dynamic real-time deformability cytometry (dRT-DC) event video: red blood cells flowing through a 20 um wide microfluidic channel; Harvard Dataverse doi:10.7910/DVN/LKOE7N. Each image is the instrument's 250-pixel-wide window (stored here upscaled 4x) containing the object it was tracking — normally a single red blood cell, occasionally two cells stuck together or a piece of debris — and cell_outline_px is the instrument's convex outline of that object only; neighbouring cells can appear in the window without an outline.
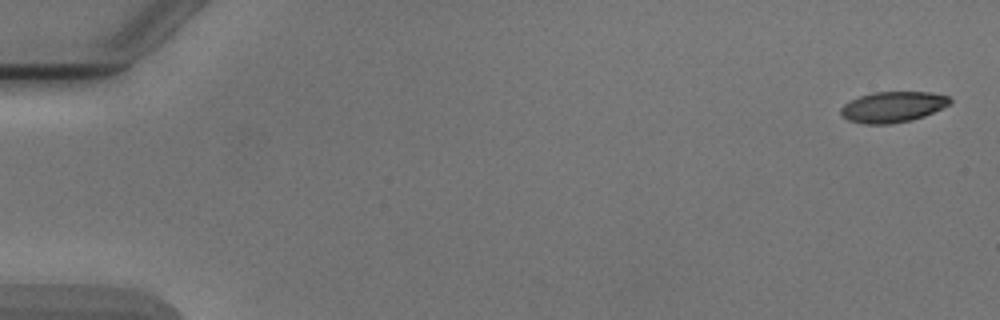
{"species": "Egyptian fruit bat (a non-hibernating species)", "species_latin": "Rousettus aegyptiacus", "temperature_condition": "cold", "stored_images_in_passage": 5, "camera_frame_rate_fps": 3000, "um_per_image_px": 0.085, "animal": {"sex": "male"}, "frame": {"image": 1, "passage_image": 5, "time_ms": 4.667, "image_size_px": [1000, 320], "cell_outline_px": [[952, 100], [948, 104], [924, 116], [912, 120], [892, 124], [864, 124], [848, 120], [840, 116], [840, 108], [844, 104], [860, 96], [872, 92], [928, 92], [948, 96]], "centroid_in_image_um": [75.83, 9.1], "position_along_channel_um": 9.2, "area_um2": 19.48}}